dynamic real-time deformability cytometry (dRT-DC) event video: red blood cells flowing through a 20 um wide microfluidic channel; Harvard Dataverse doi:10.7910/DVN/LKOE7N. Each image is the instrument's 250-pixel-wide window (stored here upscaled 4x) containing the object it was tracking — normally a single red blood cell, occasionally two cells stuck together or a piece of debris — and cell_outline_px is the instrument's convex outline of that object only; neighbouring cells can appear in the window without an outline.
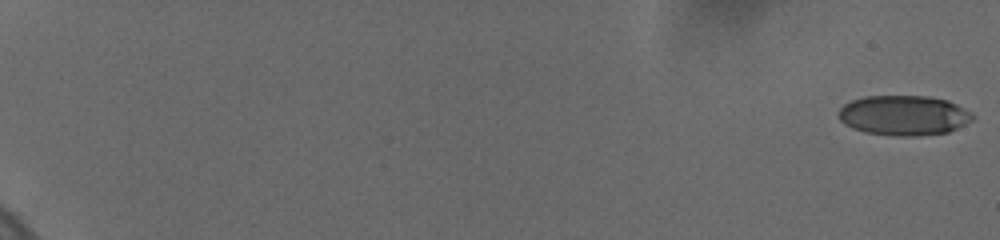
{"species": "human", "species_latin": "Homo sapiens", "temperature_condition": "cold", "stored_images_in_passage": 9, "camera_frame_rate_fps": 3000, "um_per_image_px": 0.085, "donor": {"sex": "female"}, "frame": {"image": 1, "passage_image": 1, "time_ms": 0.0, "image_size_px": [1000, 240], "cell_outline_px": [[972, 120], [948, 132], [908, 136], [900, 136], [864, 132], [852, 128], [844, 124], [840, 120], [840, 108], [844, 104], [852, 100], [864, 96], [924, 96], [948, 100], [956, 104], [968, 112], [972, 116]], "centroid_in_image_um": [76.77, 9.8], "position_along_channel_um": 8.2, "area_um2": 30.75}}
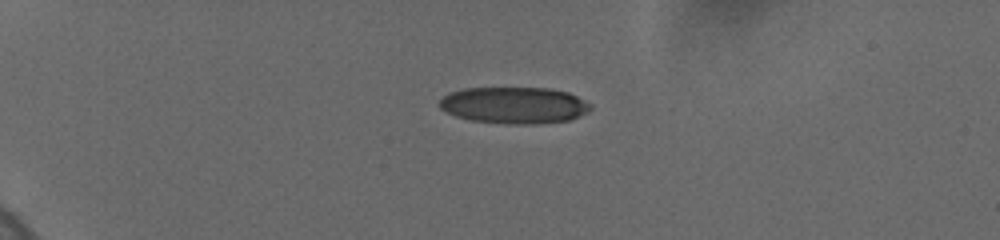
{"frame": {"image": 2, "passage_image": 6, "time_ms": 5.333, "image_size_px": [1000, 240], "cell_outline_px": [[592, 108], [588, 112], [568, 120], [532, 124], [508, 124], [472, 120], [456, 116], [440, 108], [440, 100], [448, 92], [464, 88], [552, 88], [568, 92], [592, 104]], "centroid_in_image_um": [43.72, 8.93], "position_along_channel_um": 41.3, "area_um2": 32.19}}
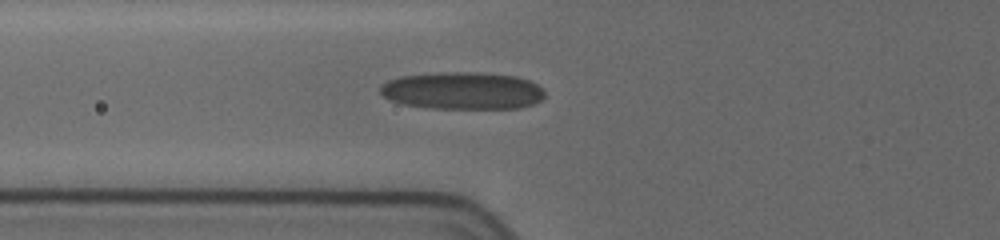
{"frame": {"image": 3, "passage_image": 9, "time_ms": 8.333, "image_size_px": [1000, 240], "cell_outline_px": [[544, 96], [540, 100], [532, 104], [520, 108], [432, 108], [404, 104], [388, 100], [380, 92], [380, 88], [388, 80], [400, 76], [444, 72], [476, 72], [516, 76], [528, 80], [536, 84], [544, 92]], "centroid_in_image_um": [39.3, 7.71], "position_along_channel_um": 86.5, "area_um2": 35.6}}